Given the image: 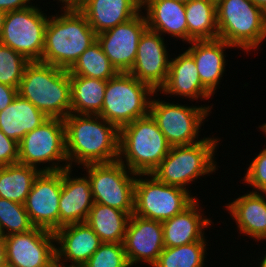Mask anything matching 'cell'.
Returning a JSON list of instances; mask_svg holds the SVG:
<instances>
[{
  "label": "cell",
  "mask_w": 266,
  "mask_h": 267,
  "mask_svg": "<svg viewBox=\"0 0 266 267\" xmlns=\"http://www.w3.org/2000/svg\"><path fill=\"white\" fill-rule=\"evenodd\" d=\"M63 121L69 168L118 161L119 129L115 125L100 115L70 113Z\"/></svg>",
  "instance_id": "cell-1"
},
{
  "label": "cell",
  "mask_w": 266,
  "mask_h": 267,
  "mask_svg": "<svg viewBox=\"0 0 266 267\" xmlns=\"http://www.w3.org/2000/svg\"><path fill=\"white\" fill-rule=\"evenodd\" d=\"M45 28L42 63L69 70L79 56L97 41V34L77 7H60Z\"/></svg>",
  "instance_id": "cell-2"
},
{
  "label": "cell",
  "mask_w": 266,
  "mask_h": 267,
  "mask_svg": "<svg viewBox=\"0 0 266 267\" xmlns=\"http://www.w3.org/2000/svg\"><path fill=\"white\" fill-rule=\"evenodd\" d=\"M17 93L48 118L65 119L71 113V83L66 69L32 61L25 68Z\"/></svg>",
  "instance_id": "cell-3"
},
{
  "label": "cell",
  "mask_w": 266,
  "mask_h": 267,
  "mask_svg": "<svg viewBox=\"0 0 266 267\" xmlns=\"http://www.w3.org/2000/svg\"><path fill=\"white\" fill-rule=\"evenodd\" d=\"M171 149L150 114L119 129V157L135 174H151Z\"/></svg>",
  "instance_id": "cell-4"
},
{
  "label": "cell",
  "mask_w": 266,
  "mask_h": 267,
  "mask_svg": "<svg viewBox=\"0 0 266 267\" xmlns=\"http://www.w3.org/2000/svg\"><path fill=\"white\" fill-rule=\"evenodd\" d=\"M221 138L208 136L202 141L181 146H172L167 156L151 173L158 181L188 190L192 184L203 176H210L218 170L215 161Z\"/></svg>",
  "instance_id": "cell-5"
},
{
  "label": "cell",
  "mask_w": 266,
  "mask_h": 267,
  "mask_svg": "<svg viewBox=\"0 0 266 267\" xmlns=\"http://www.w3.org/2000/svg\"><path fill=\"white\" fill-rule=\"evenodd\" d=\"M216 14L218 38L234 48L249 53L266 40V13L251 0H216Z\"/></svg>",
  "instance_id": "cell-6"
},
{
  "label": "cell",
  "mask_w": 266,
  "mask_h": 267,
  "mask_svg": "<svg viewBox=\"0 0 266 267\" xmlns=\"http://www.w3.org/2000/svg\"><path fill=\"white\" fill-rule=\"evenodd\" d=\"M154 93L149 85L128 72H119L107 80L105 98L99 115L120 129L149 114Z\"/></svg>",
  "instance_id": "cell-7"
},
{
  "label": "cell",
  "mask_w": 266,
  "mask_h": 267,
  "mask_svg": "<svg viewBox=\"0 0 266 267\" xmlns=\"http://www.w3.org/2000/svg\"><path fill=\"white\" fill-rule=\"evenodd\" d=\"M18 144L20 164L35 167L42 172L69 168L65 149V126L61 118H48L28 132Z\"/></svg>",
  "instance_id": "cell-8"
},
{
  "label": "cell",
  "mask_w": 266,
  "mask_h": 267,
  "mask_svg": "<svg viewBox=\"0 0 266 267\" xmlns=\"http://www.w3.org/2000/svg\"><path fill=\"white\" fill-rule=\"evenodd\" d=\"M151 98L149 114L172 146L190 145L203 140L199 132L213 108L211 105L190 106ZM200 139V140H199Z\"/></svg>",
  "instance_id": "cell-9"
},
{
  "label": "cell",
  "mask_w": 266,
  "mask_h": 267,
  "mask_svg": "<svg viewBox=\"0 0 266 267\" xmlns=\"http://www.w3.org/2000/svg\"><path fill=\"white\" fill-rule=\"evenodd\" d=\"M196 199L189 191L162 183L152 174H137L133 214L162 222L184 211Z\"/></svg>",
  "instance_id": "cell-10"
},
{
  "label": "cell",
  "mask_w": 266,
  "mask_h": 267,
  "mask_svg": "<svg viewBox=\"0 0 266 267\" xmlns=\"http://www.w3.org/2000/svg\"><path fill=\"white\" fill-rule=\"evenodd\" d=\"M84 170L91 183L94 202L134 213L135 180L137 174L121 162L87 164Z\"/></svg>",
  "instance_id": "cell-11"
},
{
  "label": "cell",
  "mask_w": 266,
  "mask_h": 267,
  "mask_svg": "<svg viewBox=\"0 0 266 267\" xmlns=\"http://www.w3.org/2000/svg\"><path fill=\"white\" fill-rule=\"evenodd\" d=\"M36 3L6 12L0 43L22 54L30 62L41 61L49 15Z\"/></svg>",
  "instance_id": "cell-12"
},
{
  "label": "cell",
  "mask_w": 266,
  "mask_h": 267,
  "mask_svg": "<svg viewBox=\"0 0 266 267\" xmlns=\"http://www.w3.org/2000/svg\"><path fill=\"white\" fill-rule=\"evenodd\" d=\"M62 170L40 171L34 179L24 207L34 227L52 232L59 229Z\"/></svg>",
  "instance_id": "cell-13"
},
{
  "label": "cell",
  "mask_w": 266,
  "mask_h": 267,
  "mask_svg": "<svg viewBox=\"0 0 266 267\" xmlns=\"http://www.w3.org/2000/svg\"><path fill=\"white\" fill-rule=\"evenodd\" d=\"M6 262L17 267H52L56 262L54 232L34 227L4 237Z\"/></svg>",
  "instance_id": "cell-14"
},
{
  "label": "cell",
  "mask_w": 266,
  "mask_h": 267,
  "mask_svg": "<svg viewBox=\"0 0 266 267\" xmlns=\"http://www.w3.org/2000/svg\"><path fill=\"white\" fill-rule=\"evenodd\" d=\"M166 45L161 34L147 28L140 37L133 67L128 72L155 92H159L168 78L171 57Z\"/></svg>",
  "instance_id": "cell-15"
},
{
  "label": "cell",
  "mask_w": 266,
  "mask_h": 267,
  "mask_svg": "<svg viewBox=\"0 0 266 267\" xmlns=\"http://www.w3.org/2000/svg\"><path fill=\"white\" fill-rule=\"evenodd\" d=\"M142 10L130 20L97 35V41L118 72H129L133 67L138 43L147 29Z\"/></svg>",
  "instance_id": "cell-16"
},
{
  "label": "cell",
  "mask_w": 266,
  "mask_h": 267,
  "mask_svg": "<svg viewBox=\"0 0 266 267\" xmlns=\"http://www.w3.org/2000/svg\"><path fill=\"white\" fill-rule=\"evenodd\" d=\"M123 245L131 267L142 262L153 266L165 248L162 222L130 215Z\"/></svg>",
  "instance_id": "cell-17"
},
{
  "label": "cell",
  "mask_w": 266,
  "mask_h": 267,
  "mask_svg": "<svg viewBox=\"0 0 266 267\" xmlns=\"http://www.w3.org/2000/svg\"><path fill=\"white\" fill-rule=\"evenodd\" d=\"M54 235L56 262L65 266L82 267L102 244L86 222L62 226Z\"/></svg>",
  "instance_id": "cell-18"
},
{
  "label": "cell",
  "mask_w": 266,
  "mask_h": 267,
  "mask_svg": "<svg viewBox=\"0 0 266 267\" xmlns=\"http://www.w3.org/2000/svg\"><path fill=\"white\" fill-rule=\"evenodd\" d=\"M72 171V168L62 170L59 228L69 224L86 222L89 211L94 204L89 178L85 174L83 177H78L75 173L73 177Z\"/></svg>",
  "instance_id": "cell-19"
},
{
  "label": "cell",
  "mask_w": 266,
  "mask_h": 267,
  "mask_svg": "<svg viewBox=\"0 0 266 267\" xmlns=\"http://www.w3.org/2000/svg\"><path fill=\"white\" fill-rule=\"evenodd\" d=\"M171 56L168 78L165 85L159 90L160 94L168 97H184L193 101L209 100L213 94L201 83L196 63L193 57L185 50L179 55Z\"/></svg>",
  "instance_id": "cell-20"
},
{
  "label": "cell",
  "mask_w": 266,
  "mask_h": 267,
  "mask_svg": "<svg viewBox=\"0 0 266 267\" xmlns=\"http://www.w3.org/2000/svg\"><path fill=\"white\" fill-rule=\"evenodd\" d=\"M197 198L189 207L174 217L162 221L165 247H177L198 241H206L205 230L213 225L206 217ZM205 215V216H204Z\"/></svg>",
  "instance_id": "cell-21"
},
{
  "label": "cell",
  "mask_w": 266,
  "mask_h": 267,
  "mask_svg": "<svg viewBox=\"0 0 266 267\" xmlns=\"http://www.w3.org/2000/svg\"><path fill=\"white\" fill-rule=\"evenodd\" d=\"M186 51L193 57L201 83L214 95L226 71V50L234 48L221 39L194 40ZM226 49V50H225Z\"/></svg>",
  "instance_id": "cell-22"
},
{
  "label": "cell",
  "mask_w": 266,
  "mask_h": 267,
  "mask_svg": "<svg viewBox=\"0 0 266 267\" xmlns=\"http://www.w3.org/2000/svg\"><path fill=\"white\" fill-rule=\"evenodd\" d=\"M266 193L247 192L223 205L236 222L239 234L266 241ZM262 240V241H261Z\"/></svg>",
  "instance_id": "cell-23"
},
{
  "label": "cell",
  "mask_w": 266,
  "mask_h": 267,
  "mask_svg": "<svg viewBox=\"0 0 266 267\" xmlns=\"http://www.w3.org/2000/svg\"><path fill=\"white\" fill-rule=\"evenodd\" d=\"M77 8L98 35L135 17L142 0H80Z\"/></svg>",
  "instance_id": "cell-24"
},
{
  "label": "cell",
  "mask_w": 266,
  "mask_h": 267,
  "mask_svg": "<svg viewBox=\"0 0 266 267\" xmlns=\"http://www.w3.org/2000/svg\"><path fill=\"white\" fill-rule=\"evenodd\" d=\"M142 10L148 29L162 36L167 33L176 41L182 40L188 44V26L185 4L175 0H142Z\"/></svg>",
  "instance_id": "cell-25"
},
{
  "label": "cell",
  "mask_w": 266,
  "mask_h": 267,
  "mask_svg": "<svg viewBox=\"0 0 266 267\" xmlns=\"http://www.w3.org/2000/svg\"><path fill=\"white\" fill-rule=\"evenodd\" d=\"M47 119L29 100L17 95L6 109L0 111V130L19 143L28 132Z\"/></svg>",
  "instance_id": "cell-26"
},
{
  "label": "cell",
  "mask_w": 266,
  "mask_h": 267,
  "mask_svg": "<svg viewBox=\"0 0 266 267\" xmlns=\"http://www.w3.org/2000/svg\"><path fill=\"white\" fill-rule=\"evenodd\" d=\"M129 219L124 211L94 202L86 223L102 243H123Z\"/></svg>",
  "instance_id": "cell-27"
},
{
  "label": "cell",
  "mask_w": 266,
  "mask_h": 267,
  "mask_svg": "<svg viewBox=\"0 0 266 267\" xmlns=\"http://www.w3.org/2000/svg\"><path fill=\"white\" fill-rule=\"evenodd\" d=\"M71 113L80 115H99L104 98L107 81L70 75Z\"/></svg>",
  "instance_id": "cell-28"
},
{
  "label": "cell",
  "mask_w": 266,
  "mask_h": 267,
  "mask_svg": "<svg viewBox=\"0 0 266 267\" xmlns=\"http://www.w3.org/2000/svg\"><path fill=\"white\" fill-rule=\"evenodd\" d=\"M188 43L218 39L216 0H191L185 4Z\"/></svg>",
  "instance_id": "cell-29"
},
{
  "label": "cell",
  "mask_w": 266,
  "mask_h": 267,
  "mask_svg": "<svg viewBox=\"0 0 266 267\" xmlns=\"http://www.w3.org/2000/svg\"><path fill=\"white\" fill-rule=\"evenodd\" d=\"M39 172L20 163L0 167V198L24 204Z\"/></svg>",
  "instance_id": "cell-30"
},
{
  "label": "cell",
  "mask_w": 266,
  "mask_h": 267,
  "mask_svg": "<svg viewBox=\"0 0 266 267\" xmlns=\"http://www.w3.org/2000/svg\"><path fill=\"white\" fill-rule=\"evenodd\" d=\"M68 71L69 75H80L104 81L119 73L103 52L98 41L87 48Z\"/></svg>",
  "instance_id": "cell-31"
},
{
  "label": "cell",
  "mask_w": 266,
  "mask_h": 267,
  "mask_svg": "<svg viewBox=\"0 0 266 267\" xmlns=\"http://www.w3.org/2000/svg\"><path fill=\"white\" fill-rule=\"evenodd\" d=\"M207 242L165 247L152 267H206Z\"/></svg>",
  "instance_id": "cell-32"
},
{
  "label": "cell",
  "mask_w": 266,
  "mask_h": 267,
  "mask_svg": "<svg viewBox=\"0 0 266 267\" xmlns=\"http://www.w3.org/2000/svg\"><path fill=\"white\" fill-rule=\"evenodd\" d=\"M33 228L24 204L0 198V234L3 237Z\"/></svg>",
  "instance_id": "cell-33"
},
{
  "label": "cell",
  "mask_w": 266,
  "mask_h": 267,
  "mask_svg": "<svg viewBox=\"0 0 266 267\" xmlns=\"http://www.w3.org/2000/svg\"><path fill=\"white\" fill-rule=\"evenodd\" d=\"M29 63L22 54L0 43V83L18 88Z\"/></svg>",
  "instance_id": "cell-34"
},
{
  "label": "cell",
  "mask_w": 266,
  "mask_h": 267,
  "mask_svg": "<svg viewBox=\"0 0 266 267\" xmlns=\"http://www.w3.org/2000/svg\"><path fill=\"white\" fill-rule=\"evenodd\" d=\"M82 267H131L123 243H102Z\"/></svg>",
  "instance_id": "cell-35"
},
{
  "label": "cell",
  "mask_w": 266,
  "mask_h": 267,
  "mask_svg": "<svg viewBox=\"0 0 266 267\" xmlns=\"http://www.w3.org/2000/svg\"><path fill=\"white\" fill-rule=\"evenodd\" d=\"M246 169L242 183L253 188L252 192L266 193V150L262 148Z\"/></svg>",
  "instance_id": "cell-36"
},
{
  "label": "cell",
  "mask_w": 266,
  "mask_h": 267,
  "mask_svg": "<svg viewBox=\"0 0 266 267\" xmlns=\"http://www.w3.org/2000/svg\"><path fill=\"white\" fill-rule=\"evenodd\" d=\"M19 144L0 130V167L18 163Z\"/></svg>",
  "instance_id": "cell-37"
},
{
  "label": "cell",
  "mask_w": 266,
  "mask_h": 267,
  "mask_svg": "<svg viewBox=\"0 0 266 267\" xmlns=\"http://www.w3.org/2000/svg\"><path fill=\"white\" fill-rule=\"evenodd\" d=\"M17 95V88L0 83V111L6 109Z\"/></svg>",
  "instance_id": "cell-38"
},
{
  "label": "cell",
  "mask_w": 266,
  "mask_h": 267,
  "mask_svg": "<svg viewBox=\"0 0 266 267\" xmlns=\"http://www.w3.org/2000/svg\"><path fill=\"white\" fill-rule=\"evenodd\" d=\"M33 0H0V9L5 12L25 9L31 5Z\"/></svg>",
  "instance_id": "cell-39"
},
{
  "label": "cell",
  "mask_w": 266,
  "mask_h": 267,
  "mask_svg": "<svg viewBox=\"0 0 266 267\" xmlns=\"http://www.w3.org/2000/svg\"><path fill=\"white\" fill-rule=\"evenodd\" d=\"M6 262L5 240L0 234V266Z\"/></svg>",
  "instance_id": "cell-40"
},
{
  "label": "cell",
  "mask_w": 266,
  "mask_h": 267,
  "mask_svg": "<svg viewBox=\"0 0 266 267\" xmlns=\"http://www.w3.org/2000/svg\"><path fill=\"white\" fill-rule=\"evenodd\" d=\"M55 1V0H53ZM57 3H62L60 4L62 8L66 7H78L80 0H57Z\"/></svg>",
  "instance_id": "cell-41"
},
{
  "label": "cell",
  "mask_w": 266,
  "mask_h": 267,
  "mask_svg": "<svg viewBox=\"0 0 266 267\" xmlns=\"http://www.w3.org/2000/svg\"><path fill=\"white\" fill-rule=\"evenodd\" d=\"M251 1L266 13V0H251Z\"/></svg>",
  "instance_id": "cell-42"
},
{
  "label": "cell",
  "mask_w": 266,
  "mask_h": 267,
  "mask_svg": "<svg viewBox=\"0 0 266 267\" xmlns=\"http://www.w3.org/2000/svg\"><path fill=\"white\" fill-rule=\"evenodd\" d=\"M5 15H6V12L0 9V37H1V34H2Z\"/></svg>",
  "instance_id": "cell-43"
},
{
  "label": "cell",
  "mask_w": 266,
  "mask_h": 267,
  "mask_svg": "<svg viewBox=\"0 0 266 267\" xmlns=\"http://www.w3.org/2000/svg\"><path fill=\"white\" fill-rule=\"evenodd\" d=\"M262 255L263 256L259 259V260H261V262H258V267H266V253H265V255L264 254H262Z\"/></svg>",
  "instance_id": "cell-44"
},
{
  "label": "cell",
  "mask_w": 266,
  "mask_h": 267,
  "mask_svg": "<svg viewBox=\"0 0 266 267\" xmlns=\"http://www.w3.org/2000/svg\"><path fill=\"white\" fill-rule=\"evenodd\" d=\"M258 128L260 129V131L263 132V134H265L266 136V123L262 124L261 126H258ZM265 148H263L264 150H266V145L264 144Z\"/></svg>",
  "instance_id": "cell-45"
},
{
  "label": "cell",
  "mask_w": 266,
  "mask_h": 267,
  "mask_svg": "<svg viewBox=\"0 0 266 267\" xmlns=\"http://www.w3.org/2000/svg\"><path fill=\"white\" fill-rule=\"evenodd\" d=\"M52 267H77V266H65V265H62V264H59L57 262H55Z\"/></svg>",
  "instance_id": "cell-46"
},
{
  "label": "cell",
  "mask_w": 266,
  "mask_h": 267,
  "mask_svg": "<svg viewBox=\"0 0 266 267\" xmlns=\"http://www.w3.org/2000/svg\"><path fill=\"white\" fill-rule=\"evenodd\" d=\"M0 267H17L16 265L10 264L8 262H5L4 264H2Z\"/></svg>",
  "instance_id": "cell-47"
},
{
  "label": "cell",
  "mask_w": 266,
  "mask_h": 267,
  "mask_svg": "<svg viewBox=\"0 0 266 267\" xmlns=\"http://www.w3.org/2000/svg\"><path fill=\"white\" fill-rule=\"evenodd\" d=\"M175 1L186 4V3L190 2L191 0H175Z\"/></svg>",
  "instance_id": "cell-48"
}]
</instances>
